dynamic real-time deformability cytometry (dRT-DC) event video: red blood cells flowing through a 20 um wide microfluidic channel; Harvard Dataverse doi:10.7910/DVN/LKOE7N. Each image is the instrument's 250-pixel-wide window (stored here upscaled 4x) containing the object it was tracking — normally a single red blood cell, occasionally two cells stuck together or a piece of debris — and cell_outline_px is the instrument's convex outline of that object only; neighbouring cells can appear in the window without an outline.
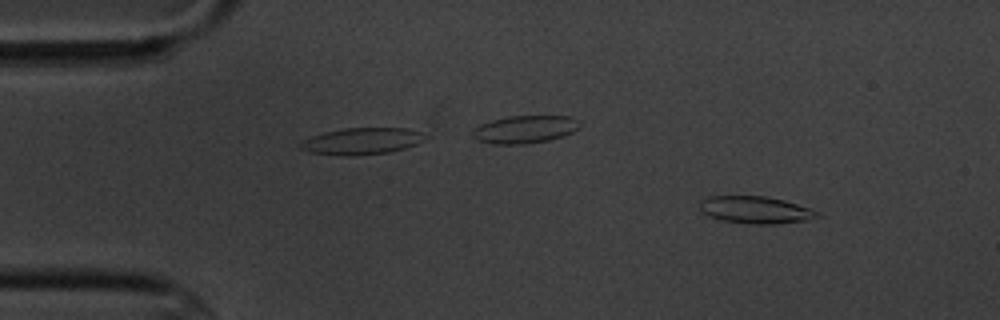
{"species": "common noctule bat (a hibernating species)", "species_latin": "Nyctalus noctula", "temperature_condition": "cold", "stored_images_in_passage": 4, "camera_frame_rate_fps": 3000, "um_per_image_px": 0.085, "animal": {"sex": "male", "body_mass_g": 20.1, "forearm_length_mm": 53.5}, "frame": {"image": 1, "passage_image": 1, "time_ms": 0.0, "image_size_px": [1000, 320], "cell_outline_px": [[824, 216], [808, 220], [776, 224], [752, 224], [724, 220], [708, 216], [700, 208], [700, 200], [708, 196], [768, 196], [784, 200], [820, 212]], "centroid_in_image_um": [64.26, 17.84], "position_along_channel_um": 20.7, "area_um2": 18.67}}